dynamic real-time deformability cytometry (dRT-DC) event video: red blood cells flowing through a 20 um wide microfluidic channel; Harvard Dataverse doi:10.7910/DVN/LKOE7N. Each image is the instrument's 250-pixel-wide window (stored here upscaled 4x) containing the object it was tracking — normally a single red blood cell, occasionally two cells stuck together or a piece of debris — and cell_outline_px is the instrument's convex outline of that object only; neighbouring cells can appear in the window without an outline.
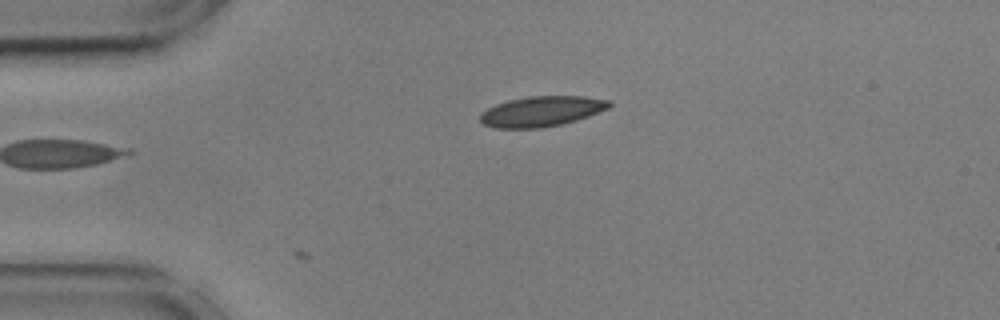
{"species": "common noctule bat (a hibernating species)", "species_latin": "Nyctalus noctula", "temperature_condition": "cold", "stored_images_in_passage": 2, "camera_frame_rate_fps": 3000, "um_per_image_px": 0.085, "animal": {"sex": "male", "body_mass_g": 17.9, "forearm_length_mm": 54.2}, "frame": {"image": 1, "passage_image": 2, "time_ms": 0.333, "image_size_px": [1000, 320], "cell_outline_px": [[612, 104], [608, 108], [588, 116], [576, 120], [560, 124], [540, 128], [492, 128], [484, 124], [480, 120], [480, 112], [496, 104], [508, 100], [528, 96], [584, 96], [608, 100]], "centroid_in_image_um": [46.0, 9.46], "position_along_channel_um": 39.0, "area_um2": 22.72}}